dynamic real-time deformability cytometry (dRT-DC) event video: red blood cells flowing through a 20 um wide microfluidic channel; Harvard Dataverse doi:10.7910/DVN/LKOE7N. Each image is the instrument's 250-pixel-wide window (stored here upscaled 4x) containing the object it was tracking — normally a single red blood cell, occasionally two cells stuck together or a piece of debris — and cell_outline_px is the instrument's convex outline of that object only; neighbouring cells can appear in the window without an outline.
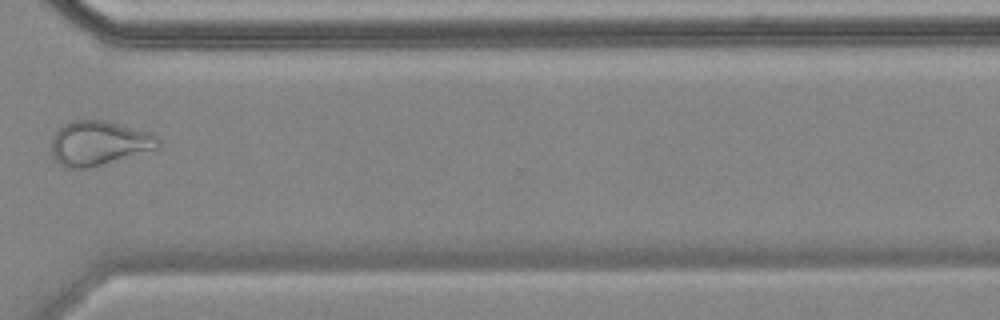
{"species": "common noctule bat (a hibernating species)", "species_latin": "Nyctalus noctula", "temperature_condition": "cold", "stored_images_in_passage": 15, "camera_frame_rate_fps": 3000, "um_per_image_px": 0.085, "animal": {"sex": "female", "body_mass_g": 18.4}, "frame": {"image": 1, "passage_image": 11, "time_ms": 13.0, "image_size_px": [1000, 320], "cell_outline_px": [[160, 148], [88, 168], [64, 168], [52, 156], [52, 140], [60, 124], [72, 120], [104, 120], [152, 132], [160, 140]], "centroid_in_image_um": [8.41, 12.15], "position_along_channel_um": 362.2, "area_um2": 27.86}}